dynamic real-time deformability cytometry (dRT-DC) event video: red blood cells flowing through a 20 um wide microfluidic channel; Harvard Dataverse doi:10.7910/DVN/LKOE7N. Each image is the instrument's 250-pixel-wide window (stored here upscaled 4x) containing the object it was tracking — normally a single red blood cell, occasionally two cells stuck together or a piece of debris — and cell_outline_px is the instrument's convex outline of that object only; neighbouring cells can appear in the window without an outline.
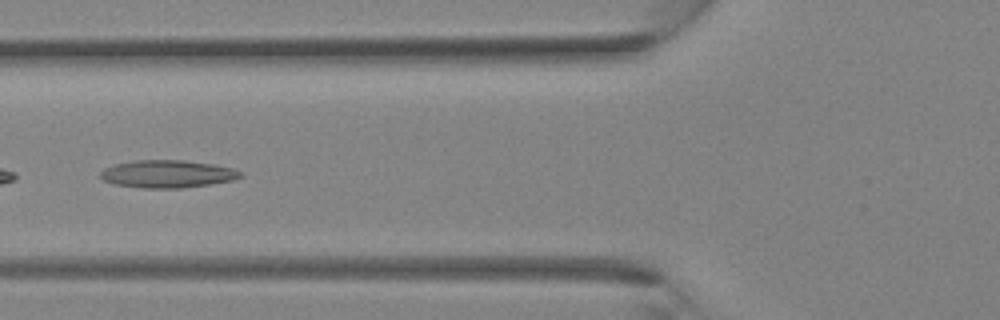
{"species": "Egyptian fruit bat (a non-hibernating species)", "species_latin": "Rousettus aegyptiacus", "temperature_condition": "room temperature", "stored_images_in_passage": 32, "camera_frame_rate_fps": 3000, "um_per_image_px": 0.085, "animal": {"sex": "female"}, "frame": {"image": 1, "passage_image": 14, "time_ms": 4.333, "image_size_px": [1000, 320], "cell_outline_px": [[244, 176], [232, 180], [208, 184], [180, 188], [144, 188], [116, 184], [104, 180], [100, 176], [100, 172], [104, 168], [116, 164], [136, 160], [184, 160], [212, 164], [232, 168], [244, 172]], "centroid_in_image_um": [14.26, 14.78], "position_along_channel_um": 111.5, "area_um2": 22.37}}
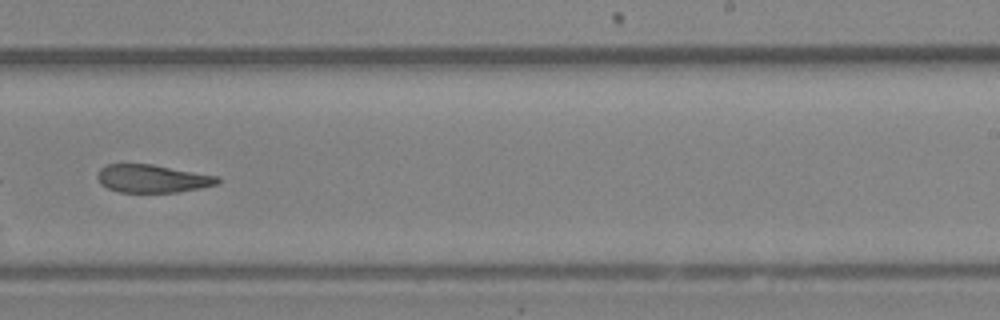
{"frame": {"image": 2, "passage_image": 23, "time_ms": 7.333, "image_size_px": [1000, 320], "cell_outline_px": [[220, 184], [180, 192], [120, 192], [108, 188], [100, 184], [96, 176], [100, 168], [108, 164], [152, 164], [220, 176]], "centroid_in_image_um": [12.98, 15.18], "position_along_channel_um": 276.0, "area_um2": 19.77}}